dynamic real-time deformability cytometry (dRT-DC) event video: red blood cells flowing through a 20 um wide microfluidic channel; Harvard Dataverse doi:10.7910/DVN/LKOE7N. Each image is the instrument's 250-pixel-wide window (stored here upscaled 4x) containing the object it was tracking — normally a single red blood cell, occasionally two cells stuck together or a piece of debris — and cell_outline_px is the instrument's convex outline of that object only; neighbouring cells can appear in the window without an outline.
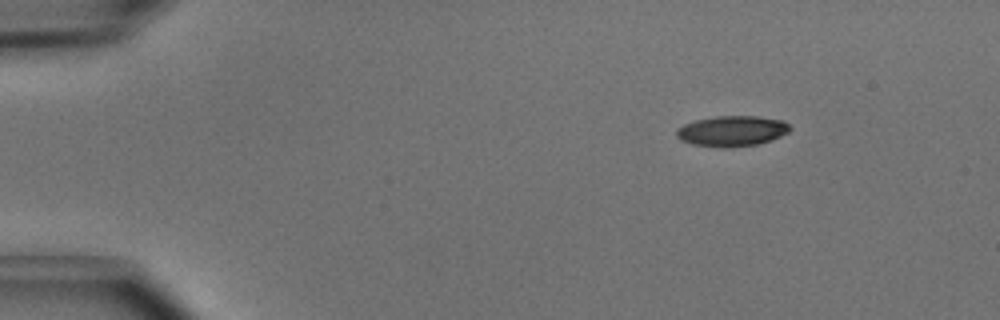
{"species": "common noctule bat (a hibernating species)", "species_latin": "Nyctalus noctula", "temperature_condition": "cold", "stored_images_in_passage": 3, "camera_frame_rate_fps": 3000, "um_per_image_px": 0.085, "animal": {"sex": "male", "body_mass_g": 15.6}, "frame": {"image": 1, "passage_image": 1, "time_ms": 0.0, "image_size_px": [1000, 320], "cell_outline_px": [[792, 128], [788, 132], [772, 140], [756, 144], [732, 148], [720, 148], [692, 144], [680, 140], [676, 136], [676, 128], [684, 124], [696, 120], [716, 116], [756, 116], [784, 120]], "centroid_in_image_um": [62.21, 11.14], "position_along_channel_um": 22.8, "area_um2": 20.4}}